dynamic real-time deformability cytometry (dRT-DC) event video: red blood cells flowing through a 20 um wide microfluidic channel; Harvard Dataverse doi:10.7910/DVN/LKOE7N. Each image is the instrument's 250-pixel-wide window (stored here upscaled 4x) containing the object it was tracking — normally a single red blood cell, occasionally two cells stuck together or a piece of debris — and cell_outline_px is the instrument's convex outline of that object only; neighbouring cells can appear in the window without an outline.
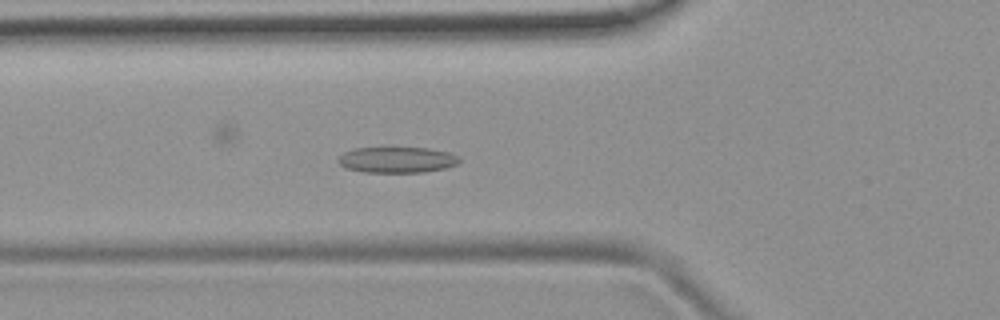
{"species": "common noctule bat (a hibernating species)", "species_latin": "Nyctalus noctula", "temperature_condition": "room temperature", "stored_images_in_passage": 42, "camera_frame_rate_fps": 3000, "um_per_image_px": 0.085, "animal": {"sex": "female", "body_mass_g": 19.9}, "frame": {"image": 1, "passage_image": 8, "time_ms": 2.333, "image_size_px": [1000, 320], "cell_outline_px": [[460, 160], [456, 164], [444, 168], [424, 172], [364, 172], [344, 168], [336, 160], [344, 152], [352, 148], [392, 144], [428, 148], [448, 152], [460, 156]], "centroid_in_image_um": [33.69, 13.52], "position_along_channel_um": 92.1, "area_um2": 19.36}}
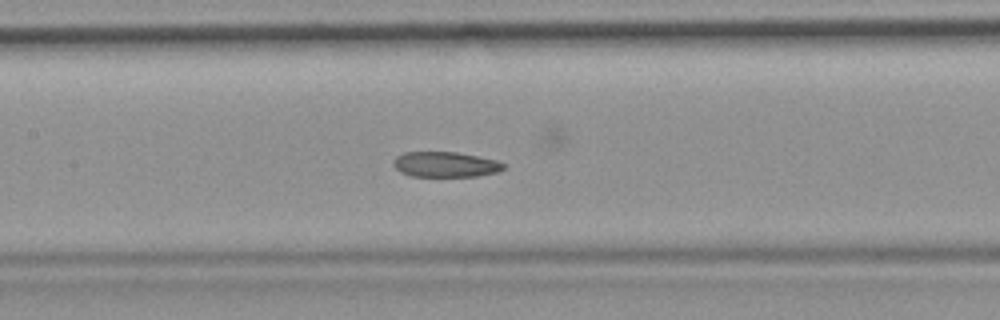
{"frame": {"image": 2, "passage_image": 14, "time_ms": 4.333, "image_size_px": [1000, 320], "cell_outline_px": [[508, 164], [504, 168], [496, 172], [476, 176], [412, 176], [400, 172], [392, 164], [392, 160], [396, 156], [404, 152], [456, 152], [496, 160]], "centroid_in_image_um": [37.83, 13.97], "position_along_channel_um": 169.6, "area_um2": 16.24}}
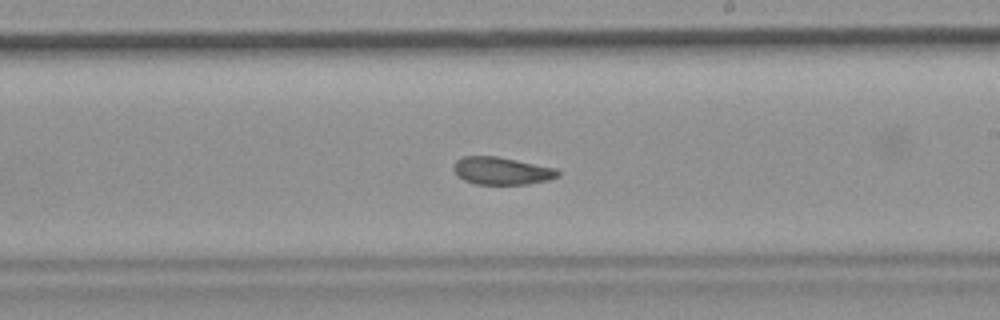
{"frame": {"image": 3, "passage_image": 20, "time_ms": 6.333, "image_size_px": [1000, 320], "cell_outline_px": [[560, 176], [548, 180], [528, 184], [476, 184], [464, 180], [452, 168], [456, 160], [464, 156], [496, 156], [556, 168], [560, 172]], "centroid_in_image_um": [42.66, 14.52], "position_along_channel_um": 246.3, "area_um2": 16.65}}